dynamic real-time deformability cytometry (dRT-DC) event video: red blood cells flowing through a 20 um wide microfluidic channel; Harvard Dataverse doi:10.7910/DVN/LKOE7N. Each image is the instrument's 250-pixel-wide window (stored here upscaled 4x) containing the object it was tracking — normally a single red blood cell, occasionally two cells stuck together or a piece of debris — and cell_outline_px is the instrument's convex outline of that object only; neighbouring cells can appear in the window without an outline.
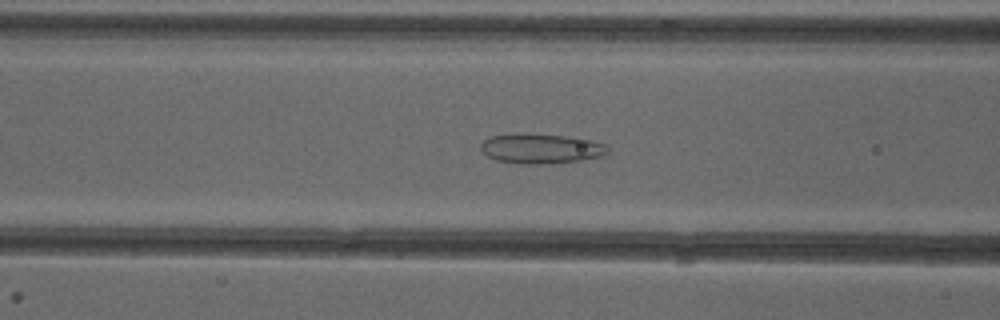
{"species": "common noctule bat (a hibernating species)", "species_latin": "Nyctalus noctula", "temperature_condition": "cold", "stored_images_in_passage": 39, "camera_frame_rate_fps": 3000, "um_per_image_px": 0.085, "animal": {"sex": "female"}, "frame": {"image": 1, "passage_image": 13, "time_ms": 4.0, "image_size_px": [1000, 320], "cell_outline_px": [[608, 156], [580, 160], [544, 164], [524, 164], [496, 160], [488, 156], [480, 148], [480, 144], [484, 140], [492, 136], [564, 136], [588, 140], [608, 144]], "centroid_in_image_um": [46.07, 12.68], "position_along_channel_um": 120.5, "area_um2": 21.21}}
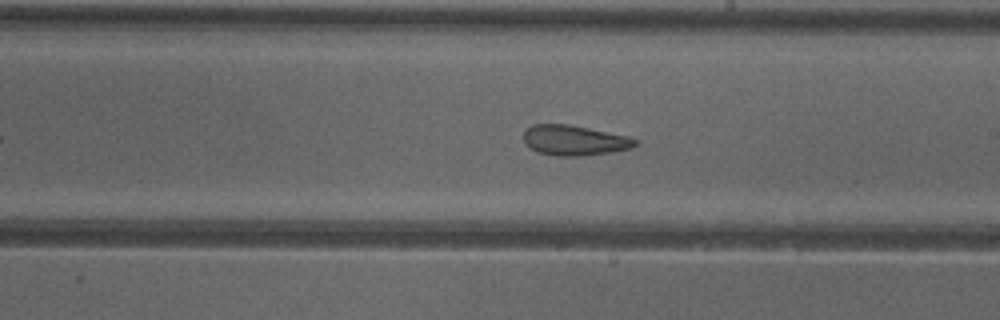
{"frame": {"image": 2, "passage_image": 22, "time_ms": 7.0, "image_size_px": [1000, 320], "cell_outline_px": [[640, 144], [632, 148], [608, 152], [580, 156], [556, 156], [536, 152], [524, 140], [524, 132], [532, 124], [568, 124], [628, 136], [640, 140]], "centroid_in_image_um": [48.86, 11.93], "position_along_channel_um": 240.1, "area_um2": 19.59}}
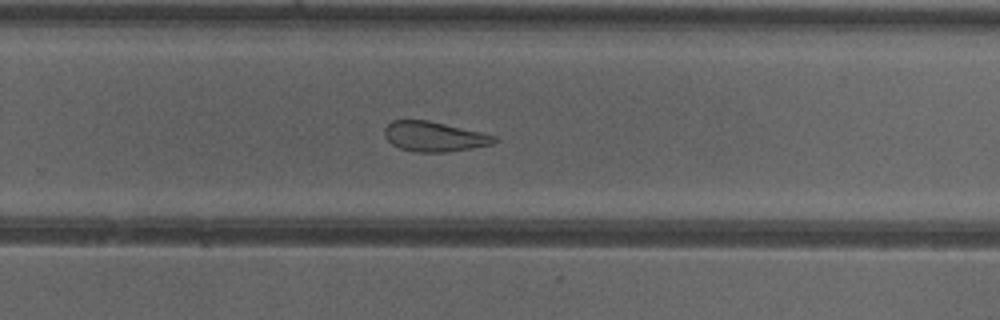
{"frame": {"image": 3, "passage_image": 26, "time_ms": 8.333, "image_size_px": [1000, 320], "cell_outline_px": [[500, 140], [492, 144], [448, 152], [416, 152], [400, 148], [392, 144], [384, 136], [384, 128], [392, 120], [428, 120], [480, 132], [496, 136]], "centroid_in_image_um": [36.89, 11.61], "position_along_channel_um": 292.9, "area_um2": 19.07}}